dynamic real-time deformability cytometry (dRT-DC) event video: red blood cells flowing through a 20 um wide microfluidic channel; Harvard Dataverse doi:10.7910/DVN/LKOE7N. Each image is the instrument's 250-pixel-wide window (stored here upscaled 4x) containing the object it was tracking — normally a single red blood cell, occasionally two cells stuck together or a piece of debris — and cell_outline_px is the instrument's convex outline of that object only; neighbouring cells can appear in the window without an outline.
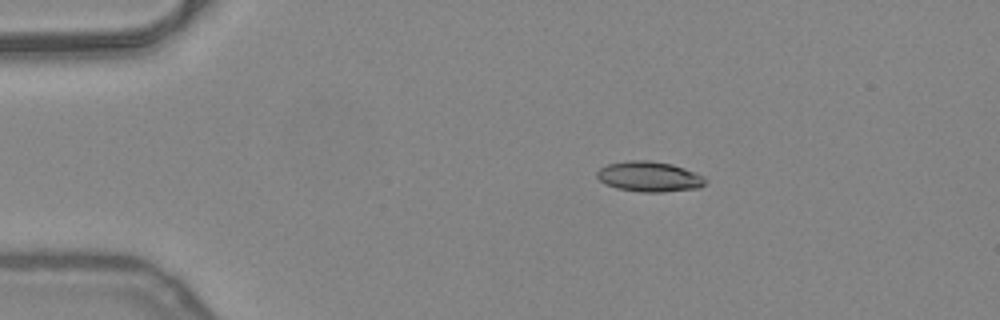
{"species": "common noctule bat (a hibernating species)", "species_latin": "Nyctalus noctula", "temperature_condition": "warm", "stored_images_in_passage": 42, "camera_frame_rate_fps": 3000, "um_per_image_px": 0.085, "animal": {"sex": "female", "body_mass_g": 24.6, "forearm_length_mm": 56.2}, "frame": {"image": 1, "passage_image": 1, "time_ms": 0.0, "image_size_px": [1000, 320], "cell_outline_px": [[708, 180], [700, 188], [660, 192], [640, 192], [616, 188], [604, 184], [596, 176], [596, 172], [600, 168], [608, 164], [628, 160], [652, 160], [672, 164], [684, 168], [704, 176]], "centroid_in_image_um": [55.18, 15.01], "position_along_channel_um": 29.8, "area_um2": 19.31}}
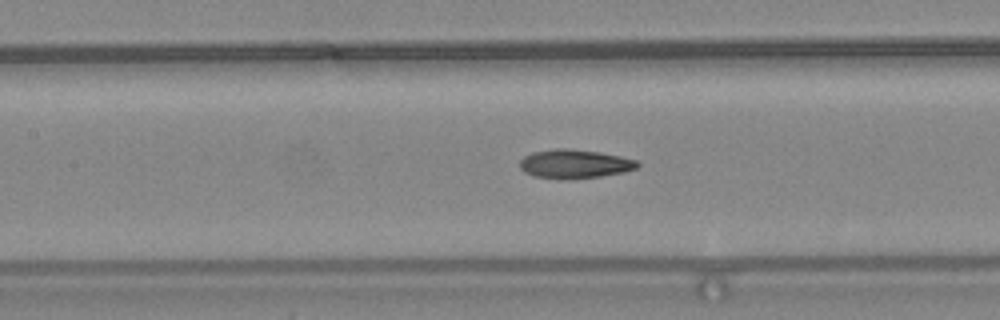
{"frame": {"image": 2, "passage_image": 15, "time_ms": 4.667, "image_size_px": [1000, 320], "cell_outline_px": [[640, 164], [636, 168], [624, 172], [600, 176], [536, 176], [524, 172], [520, 168], [520, 160], [524, 156], [532, 152], [556, 148], [568, 148], [600, 152], [620, 156], [636, 160]], "centroid_in_image_um": [48.86, 13.87], "position_along_channel_um": 158.5, "area_um2": 18.9}}
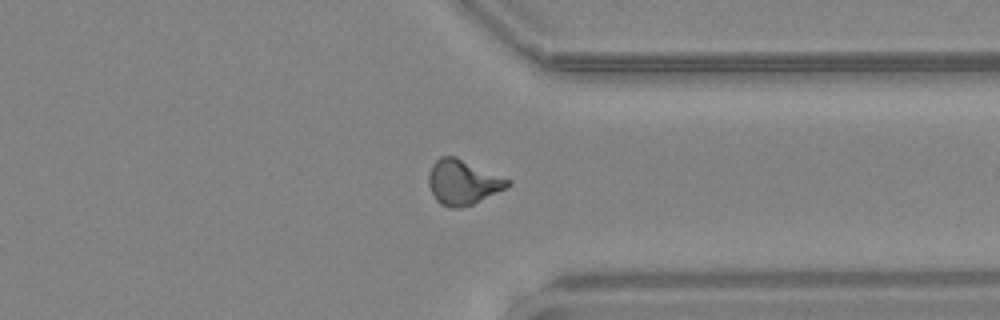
{"frame": {"image": 3, "passage_image": 31, "time_ms": 10.0, "image_size_px": [1000, 320], "cell_outline_px": [[512, 184], [508, 188], [472, 204], [460, 208], [448, 208], [440, 204], [436, 200], [428, 184], [428, 176], [432, 164], [440, 156], [456, 156], [512, 180]], "centroid_in_image_um": [39.36, 15.49], "position_along_channel_um": 372.0, "area_um2": 20.92}, "authors_computed_cell_mechanics": {"area_um2": 19.2474, "velocity_mm_per_s": 4.0433, "shape_relaxation_time_tau1_ms": null, "shape_relaxation_time_tau2_ms": 2.6615, "deformation_change_tau1": null, "deformation_change_tau2": 0.1081}}